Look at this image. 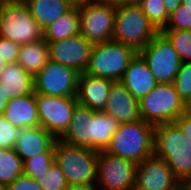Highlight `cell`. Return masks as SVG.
Segmentation results:
<instances>
[{
  "mask_svg": "<svg viewBox=\"0 0 191 190\" xmlns=\"http://www.w3.org/2000/svg\"><path fill=\"white\" fill-rule=\"evenodd\" d=\"M49 47V60L73 68L84 73L93 47L81 33L64 40L47 43Z\"/></svg>",
  "mask_w": 191,
  "mask_h": 190,
  "instance_id": "13",
  "label": "cell"
},
{
  "mask_svg": "<svg viewBox=\"0 0 191 190\" xmlns=\"http://www.w3.org/2000/svg\"><path fill=\"white\" fill-rule=\"evenodd\" d=\"M6 63L3 61V59L0 57V75L3 72L4 68L6 67Z\"/></svg>",
  "mask_w": 191,
  "mask_h": 190,
  "instance_id": "43",
  "label": "cell"
},
{
  "mask_svg": "<svg viewBox=\"0 0 191 190\" xmlns=\"http://www.w3.org/2000/svg\"><path fill=\"white\" fill-rule=\"evenodd\" d=\"M20 128L12 125L3 115H0V149L14 148Z\"/></svg>",
  "mask_w": 191,
  "mask_h": 190,
  "instance_id": "33",
  "label": "cell"
},
{
  "mask_svg": "<svg viewBox=\"0 0 191 190\" xmlns=\"http://www.w3.org/2000/svg\"><path fill=\"white\" fill-rule=\"evenodd\" d=\"M80 33L78 5H73L66 13L43 30V40L47 43L64 40Z\"/></svg>",
  "mask_w": 191,
  "mask_h": 190,
  "instance_id": "25",
  "label": "cell"
},
{
  "mask_svg": "<svg viewBox=\"0 0 191 190\" xmlns=\"http://www.w3.org/2000/svg\"><path fill=\"white\" fill-rule=\"evenodd\" d=\"M171 190H191L190 182H180Z\"/></svg>",
  "mask_w": 191,
  "mask_h": 190,
  "instance_id": "40",
  "label": "cell"
},
{
  "mask_svg": "<svg viewBox=\"0 0 191 190\" xmlns=\"http://www.w3.org/2000/svg\"><path fill=\"white\" fill-rule=\"evenodd\" d=\"M49 61V47L45 40L21 45L17 63L35 76Z\"/></svg>",
  "mask_w": 191,
  "mask_h": 190,
  "instance_id": "24",
  "label": "cell"
},
{
  "mask_svg": "<svg viewBox=\"0 0 191 190\" xmlns=\"http://www.w3.org/2000/svg\"><path fill=\"white\" fill-rule=\"evenodd\" d=\"M0 190H10L7 186H0Z\"/></svg>",
  "mask_w": 191,
  "mask_h": 190,
  "instance_id": "46",
  "label": "cell"
},
{
  "mask_svg": "<svg viewBox=\"0 0 191 190\" xmlns=\"http://www.w3.org/2000/svg\"><path fill=\"white\" fill-rule=\"evenodd\" d=\"M42 190H67L68 183L59 165L54 161L48 171L35 179Z\"/></svg>",
  "mask_w": 191,
  "mask_h": 190,
  "instance_id": "30",
  "label": "cell"
},
{
  "mask_svg": "<svg viewBox=\"0 0 191 190\" xmlns=\"http://www.w3.org/2000/svg\"><path fill=\"white\" fill-rule=\"evenodd\" d=\"M80 33L93 44L113 38L116 5L101 0H83L78 5Z\"/></svg>",
  "mask_w": 191,
  "mask_h": 190,
  "instance_id": "8",
  "label": "cell"
},
{
  "mask_svg": "<svg viewBox=\"0 0 191 190\" xmlns=\"http://www.w3.org/2000/svg\"><path fill=\"white\" fill-rule=\"evenodd\" d=\"M79 72L49 60L34 76L35 94L54 97H76Z\"/></svg>",
  "mask_w": 191,
  "mask_h": 190,
  "instance_id": "10",
  "label": "cell"
},
{
  "mask_svg": "<svg viewBox=\"0 0 191 190\" xmlns=\"http://www.w3.org/2000/svg\"><path fill=\"white\" fill-rule=\"evenodd\" d=\"M30 14L44 30L66 13L73 4L68 0H24Z\"/></svg>",
  "mask_w": 191,
  "mask_h": 190,
  "instance_id": "22",
  "label": "cell"
},
{
  "mask_svg": "<svg viewBox=\"0 0 191 190\" xmlns=\"http://www.w3.org/2000/svg\"><path fill=\"white\" fill-rule=\"evenodd\" d=\"M143 0H132V3H137L139 4L140 2H142Z\"/></svg>",
  "mask_w": 191,
  "mask_h": 190,
  "instance_id": "47",
  "label": "cell"
},
{
  "mask_svg": "<svg viewBox=\"0 0 191 190\" xmlns=\"http://www.w3.org/2000/svg\"><path fill=\"white\" fill-rule=\"evenodd\" d=\"M23 174V161L14 148L0 149V186H8Z\"/></svg>",
  "mask_w": 191,
  "mask_h": 190,
  "instance_id": "26",
  "label": "cell"
},
{
  "mask_svg": "<svg viewBox=\"0 0 191 190\" xmlns=\"http://www.w3.org/2000/svg\"><path fill=\"white\" fill-rule=\"evenodd\" d=\"M155 126L138 119L120 123L105 152L136 164L154 154Z\"/></svg>",
  "mask_w": 191,
  "mask_h": 190,
  "instance_id": "2",
  "label": "cell"
},
{
  "mask_svg": "<svg viewBox=\"0 0 191 190\" xmlns=\"http://www.w3.org/2000/svg\"><path fill=\"white\" fill-rule=\"evenodd\" d=\"M138 52L114 40L93 45L84 73L118 82Z\"/></svg>",
  "mask_w": 191,
  "mask_h": 190,
  "instance_id": "6",
  "label": "cell"
},
{
  "mask_svg": "<svg viewBox=\"0 0 191 190\" xmlns=\"http://www.w3.org/2000/svg\"><path fill=\"white\" fill-rule=\"evenodd\" d=\"M55 140L56 138L42 126L22 128L14 150L24 161L48 151L54 145Z\"/></svg>",
  "mask_w": 191,
  "mask_h": 190,
  "instance_id": "18",
  "label": "cell"
},
{
  "mask_svg": "<svg viewBox=\"0 0 191 190\" xmlns=\"http://www.w3.org/2000/svg\"><path fill=\"white\" fill-rule=\"evenodd\" d=\"M21 45L0 37V57L6 64L17 62Z\"/></svg>",
  "mask_w": 191,
  "mask_h": 190,
  "instance_id": "34",
  "label": "cell"
},
{
  "mask_svg": "<svg viewBox=\"0 0 191 190\" xmlns=\"http://www.w3.org/2000/svg\"><path fill=\"white\" fill-rule=\"evenodd\" d=\"M138 54L146 62L158 84L173 83L182 61L162 32H158Z\"/></svg>",
  "mask_w": 191,
  "mask_h": 190,
  "instance_id": "9",
  "label": "cell"
},
{
  "mask_svg": "<svg viewBox=\"0 0 191 190\" xmlns=\"http://www.w3.org/2000/svg\"><path fill=\"white\" fill-rule=\"evenodd\" d=\"M173 85L180 98L186 101L191 95V62H182Z\"/></svg>",
  "mask_w": 191,
  "mask_h": 190,
  "instance_id": "32",
  "label": "cell"
},
{
  "mask_svg": "<svg viewBox=\"0 0 191 190\" xmlns=\"http://www.w3.org/2000/svg\"><path fill=\"white\" fill-rule=\"evenodd\" d=\"M137 164L122 157L98 151V190H134Z\"/></svg>",
  "mask_w": 191,
  "mask_h": 190,
  "instance_id": "11",
  "label": "cell"
},
{
  "mask_svg": "<svg viewBox=\"0 0 191 190\" xmlns=\"http://www.w3.org/2000/svg\"><path fill=\"white\" fill-rule=\"evenodd\" d=\"M70 1L73 5H79L83 0H68Z\"/></svg>",
  "mask_w": 191,
  "mask_h": 190,
  "instance_id": "45",
  "label": "cell"
},
{
  "mask_svg": "<svg viewBox=\"0 0 191 190\" xmlns=\"http://www.w3.org/2000/svg\"><path fill=\"white\" fill-rule=\"evenodd\" d=\"M179 183L167 162L155 154L137 164L134 190H171Z\"/></svg>",
  "mask_w": 191,
  "mask_h": 190,
  "instance_id": "14",
  "label": "cell"
},
{
  "mask_svg": "<svg viewBox=\"0 0 191 190\" xmlns=\"http://www.w3.org/2000/svg\"><path fill=\"white\" fill-rule=\"evenodd\" d=\"M139 4L150 23L158 32H161L166 27L169 17L164 0H143Z\"/></svg>",
  "mask_w": 191,
  "mask_h": 190,
  "instance_id": "27",
  "label": "cell"
},
{
  "mask_svg": "<svg viewBox=\"0 0 191 190\" xmlns=\"http://www.w3.org/2000/svg\"><path fill=\"white\" fill-rule=\"evenodd\" d=\"M9 98L6 96L5 90L3 87H0V115L3 114L4 109L7 106Z\"/></svg>",
  "mask_w": 191,
  "mask_h": 190,
  "instance_id": "38",
  "label": "cell"
},
{
  "mask_svg": "<svg viewBox=\"0 0 191 190\" xmlns=\"http://www.w3.org/2000/svg\"><path fill=\"white\" fill-rule=\"evenodd\" d=\"M163 30H191V7L180 4L169 15L166 27Z\"/></svg>",
  "mask_w": 191,
  "mask_h": 190,
  "instance_id": "31",
  "label": "cell"
},
{
  "mask_svg": "<svg viewBox=\"0 0 191 190\" xmlns=\"http://www.w3.org/2000/svg\"><path fill=\"white\" fill-rule=\"evenodd\" d=\"M182 62H191V30H162Z\"/></svg>",
  "mask_w": 191,
  "mask_h": 190,
  "instance_id": "29",
  "label": "cell"
},
{
  "mask_svg": "<svg viewBox=\"0 0 191 190\" xmlns=\"http://www.w3.org/2000/svg\"><path fill=\"white\" fill-rule=\"evenodd\" d=\"M54 159V145L46 152L23 161L24 174L36 179L40 174L48 171Z\"/></svg>",
  "mask_w": 191,
  "mask_h": 190,
  "instance_id": "28",
  "label": "cell"
},
{
  "mask_svg": "<svg viewBox=\"0 0 191 190\" xmlns=\"http://www.w3.org/2000/svg\"><path fill=\"white\" fill-rule=\"evenodd\" d=\"M7 187L10 190H42L35 179L25 174L18 176Z\"/></svg>",
  "mask_w": 191,
  "mask_h": 190,
  "instance_id": "35",
  "label": "cell"
},
{
  "mask_svg": "<svg viewBox=\"0 0 191 190\" xmlns=\"http://www.w3.org/2000/svg\"><path fill=\"white\" fill-rule=\"evenodd\" d=\"M157 33L140 4L128 2L116 5L112 40L131 46L138 52Z\"/></svg>",
  "mask_w": 191,
  "mask_h": 190,
  "instance_id": "4",
  "label": "cell"
},
{
  "mask_svg": "<svg viewBox=\"0 0 191 190\" xmlns=\"http://www.w3.org/2000/svg\"><path fill=\"white\" fill-rule=\"evenodd\" d=\"M184 114L191 117V95L184 101Z\"/></svg>",
  "mask_w": 191,
  "mask_h": 190,
  "instance_id": "41",
  "label": "cell"
},
{
  "mask_svg": "<svg viewBox=\"0 0 191 190\" xmlns=\"http://www.w3.org/2000/svg\"><path fill=\"white\" fill-rule=\"evenodd\" d=\"M119 82L138 101L152 91L158 84L146 62L138 53L130 61Z\"/></svg>",
  "mask_w": 191,
  "mask_h": 190,
  "instance_id": "17",
  "label": "cell"
},
{
  "mask_svg": "<svg viewBox=\"0 0 191 190\" xmlns=\"http://www.w3.org/2000/svg\"><path fill=\"white\" fill-rule=\"evenodd\" d=\"M90 121L91 149L105 151L120 123L103 111H95Z\"/></svg>",
  "mask_w": 191,
  "mask_h": 190,
  "instance_id": "23",
  "label": "cell"
},
{
  "mask_svg": "<svg viewBox=\"0 0 191 190\" xmlns=\"http://www.w3.org/2000/svg\"><path fill=\"white\" fill-rule=\"evenodd\" d=\"M103 112L111 115L119 123L141 119L138 100L119 81L112 84Z\"/></svg>",
  "mask_w": 191,
  "mask_h": 190,
  "instance_id": "16",
  "label": "cell"
},
{
  "mask_svg": "<svg viewBox=\"0 0 191 190\" xmlns=\"http://www.w3.org/2000/svg\"><path fill=\"white\" fill-rule=\"evenodd\" d=\"M96 185H87V184H79V185H68L67 190H97Z\"/></svg>",
  "mask_w": 191,
  "mask_h": 190,
  "instance_id": "39",
  "label": "cell"
},
{
  "mask_svg": "<svg viewBox=\"0 0 191 190\" xmlns=\"http://www.w3.org/2000/svg\"><path fill=\"white\" fill-rule=\"evenodd\" d=\"M181 4H184L186 7H191V0H182Z\"/></svg>",
  "mask_w": 191,
  "mask_h": 190,
  "instance_id": "44",
  "label": "cell"
},
{
  "mask_svg": "<svg viewBox=\"0 0 191 190\" xmlns=\"http://www.w3.org/2000/svg\"><path fill=\"white\" fill-rule=\"evenodd\" d=\"M179 130L191 140V117L185 114L180 115L173 121Z\"/></svg>",
  "mask_w": 191,
  "mask_h": 190,
  "instance_id": "36",
  "label": "cell"
},
{
  "mask_svg": "<svg viewBox=\"0 0 191 190\" xmlns=\"http://www.w3.org/2000/svg\"><path fill=\"white\" fill-rule=\"evenodd\" d=\"M0 37L19 45L43 40V30L24 0H0Z\"/></svg>",
  "mask_w": 191,
  "mask_h": 190,
  "instance_id": "5",
  "label": "cell"
},
{
  "mask_svg": "<svg viewBox=\"0 0 191 190\" xmlns=\"http://www.w3.org/2000/svg\"><path fill=\"white\" fill-rule=\"evenodd\" d=\"M2 115L20 129L40 126L35 92L10 98Z\"/></svg>",
  "mask_w": 191,
  "mask_h": 190,
  "instance_id": "19",
  "label": "cell"
},
{
  "mask_svg": "<svg viewBox=\"0 0 191 190\" xmlns=\"http://www.w3.org/2000/svg\"><path fill=\"white\" fill-rule=\"evenodd\" d=\"M35 100L40 126L59 139L69 127L77 98L35 94Z\"/></svg>",
  "mask_w": 191,
  "mask_h": 190,
  "instance_id": "12",
  "label": "cell"
},
{
  "mask_svg": "<svg viewBox=\"0 0 191 190\" xmlns=\"http://www.w3.org/2000/svg\"><path fill=\"white\" fill-rule=\"evenodd\" d=\"M138 105L141 119L154 126L173 122L184 114V101L173 83L157 84L138 101Z\"/></svg>",
  "mask_w": 191,
  "mask_h": 190,
  "instance_id": "7",
  "label": "cell"
},
{
  "mask_svg": "<svg viewBox=\"0 0 191 190\" xmlns=\"http://www.w3.org/2000/svg\"><path fill=\"white\" fill-rule=\"evenodd\" d=\"M54 159L65 175L68 185H96L98 151L83 146H75L56 139Z\"/></svg>",
  "mask_w": 191,
  "mask_h": 190,
  "instance_id": "3",
  "label": "cell"
},
{
  "mask_svg": "<svg viewBox=\"0 0 191 190\" xmlns=\"http://www.w3.org/2000/svg\"><path fill=\"white\" fill-rule=\"evenodd\" d=\"M0 87L9 99L29 95L34 92V76L17 62L7 64L0 75Z\"/></svg>",
  "mask_w": 191,
  "mask_h": 190,
  "instance_id": "21",
  "label": "cell"
},
{
  "mask_svg": "<svg viewBox=\"0 0 191 190\" xmlns=\"http://www.w3.org/2000/svg\"><path fill=\"white\" fill-rule=\"evenodd\" d=\"M95 113L88 107L77 104L68 129L59 138L64 143L91 148V116Z\"/></svg>",
  "mask_w": 191,
  "mask_h": 190,
  "instance_id": "20",
  "label": "cell"
},
{
  "mask_svg": "<svg viewBox=\"0 0 191 190\" xmlns=\"http://www.w3.org/2000/svg\"><path fill=\"white\" fill-rule=\"evenodd\" d=\"M154 154L167 162L180 182L191 181V140L174 122L155 126Z\"/></svg>",
  "mask_w": 191,
  "mask_h": 190,
  "instance_id": "1",
  "label": "cell"
},
{
  "mask_svg": "<svg viewBox=\"0 0 191 190\" xmlns=\"http://www.w3.org/2000/svg\"><path fill=\"white\" fill-rule=\"evenodd\" d=\"M114 81L102 77L79 74L77 102L94 111H103Z\"/></svg>",
  "mask_w": 191,
  "mask_h": 190,
  "instance_id": "15",
  "label": "cell"
},
{
  "mask_svg": "<svg viewBox=\"0 0 191 190\" xmlns=\"http://www.w3.org/2000/svg\"><path fill=\"white\" fill-rule=\"evenodd\" d=\"M101 1L109 2V3L115 4V5L120 4V3L132 2V0H101Z\"/></svg>",
  "mask_w": 191,
  "mask_h": 190,
  "instance_id": "42",
  "label": "cell"
},
{
  "mask_svg": "<svg viewBox=\"0 0 191 190\" xmlns=\"http://www.w3.org/2000/svg\"><path fill=\"white\" fill-rule=\"evenodd\" d=\"M182 0H164V6L168 15L174 12L181 4Z\"/></svg>",
  "mask_w": 191,
  "mask_h": 190,
  "instance_id": "37",
  "label": "cell"
}]
</instances>
